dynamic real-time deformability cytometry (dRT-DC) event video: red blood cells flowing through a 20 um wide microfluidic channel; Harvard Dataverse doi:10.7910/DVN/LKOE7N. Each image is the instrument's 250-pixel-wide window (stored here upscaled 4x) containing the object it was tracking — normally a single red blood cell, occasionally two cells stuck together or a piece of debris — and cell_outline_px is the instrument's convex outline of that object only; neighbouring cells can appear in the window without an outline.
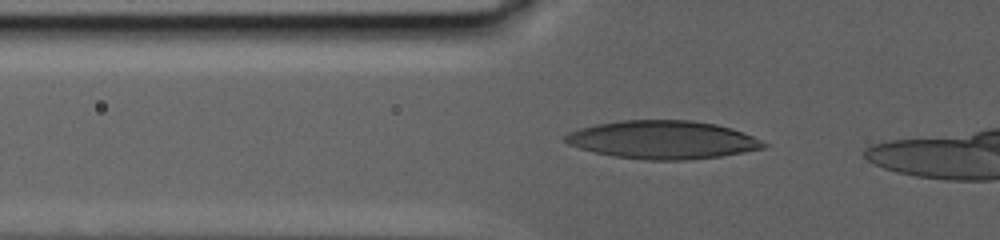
{"species": "human", "species_latin": "Homo sapiens", "temperature_condition": "warm", "stored_images_in_passage": 11, "camera_frame_rate_fps": 3000, "um_per_image_px": 0.085, "donor": {"sex": "male"}, "frame": {"image": 1, "passage_image": 3, "time_ms": 1.333, "image_size_px": [1000, 240], "cell_outline_px": [[768, 144], [764, 148], [744, 152], [720, 156], [684, 160], [648, 160], [612, 156], [580, 148], [568, 144], [564, 140], [564, 136], [568, 132], [580, 128], [596, 124], [620, 120], [692, 120], [716, 124], [732, 128], [752, 136]], "centroid_in_image_um": [56.32, 11.88], "position_along_channel_um": 69.5, "area_um2": 44.04}}
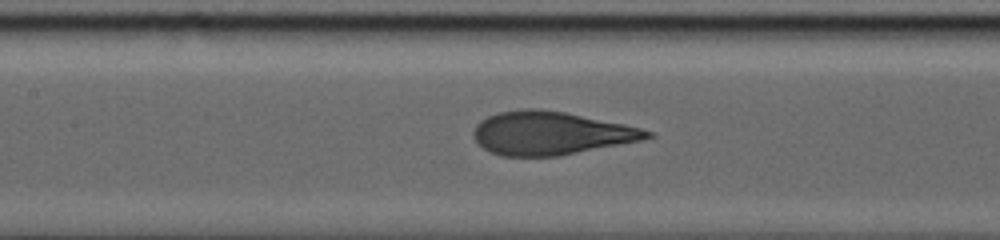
{"frame": {"image": 2, "passage_image": 8, "time_ms": 5.333, "image_size_px": [1000, 240], "cell_outline_px": [[656, 136], [640, 140], [556, 156], [500, 156], [484, 148], [476, 140], [472, 132], [476, 124], [480, 120], [496, 112], [524, 108], [540, 108], [564, 112], [624, 124], [640, 128], [652, 132]], "centroid_in_image_um": [46.76, 11.3], "position_along_channel_um": 160.6, "area_um2": 43.41}}
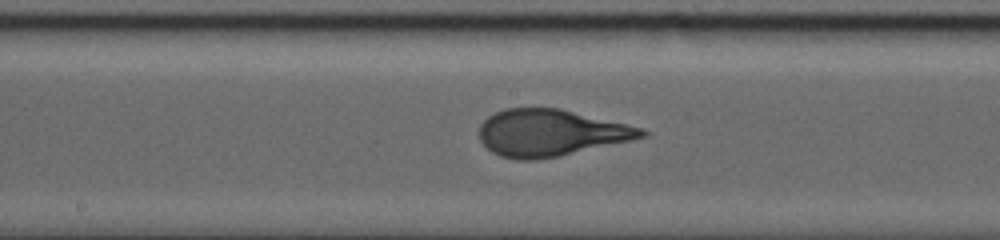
{"frame": {"image": 3, "passage_image": 10, "time_ms": 7.0, "image_size_px": [1000, 240], "cell_outline_px": [[648, 136], [560, 156], [536, 160], [516, 160], [500, 156], [492, 152], [480, 140], [480, 124], [488, 116], [504, 108], [560, 108], [640, 128], [648, 132]], "centroid_in_image_um": [46.76, 11.3], "position_along_channel_um": 201.4, "area_um2": 43.87}}